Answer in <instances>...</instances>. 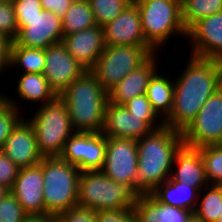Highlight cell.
<instances>
[{"label": "cell", "instance_id": "5b68a950", "mask_svg": "<svg viewBox=\"0 0 222 222\" xmlns=\"http://www.w3.org/2000/svg\"><path fill=\"white\" fill-rule=\"evenodd\" d=\"M33 109L28 110L32 115L25 113V118L34 129L40 154L44 158L59 157L65 142L75 133L66 102L57 95Z\"/></svg>", "mask_w": 222, "mask_h": 222}, {"label": "cell", "instance_id": "44dd1931", "mask_svg": "<svg viewBox=\"0 0 222 222\" xmlns=\"http://www.w3.org/2000/svg\"><path fill=\"white\" fill-rule=\"evenodd\" d=\"M162 53H154L143 65L130 72L114 86L108 93L109 102L123 105L134 97L146 94L151 77L161 67Z\"/></svg>", "mask_w": 222, "mask_h": 222}, {"label": "cell", "instance_id": "4fadbf2b", "mask_svg": "<svg viewBox=\"0 0 222 222\" xmlns=\"http://www.w3.org/2000/svg\"><path fill=\"white\" fill-rule=\"evenodd\" d=\"M16 20L18 35L14 41L20 46L46 49L62 42V18L52 11L43 10L33 19Z\"/></svg>", "mask_w": 222, "mask_h": 222}, {"label": "cell", "instance_id": "7402d4cb", "mask_svg": "<svg viewBox=\"0 0 222 222\" xmlns=\"http://www.w3.org/2000/svg\"><path fill=\"white\" fill-rule=\"evenodd\" d=\"M170 178L201 191L208 186L199 148L182 144L175 153Z\"/></svg>", "mask_w": 222, "mask_h": 222}, {"label": "cell", "instance_id": "8d00e7d4", "mask_svg": "<svg viewBox=\"0 0 222 222\" xmlns=\"http://www.w3.org/2000/svg\"><path fill=\"white\" fill-rule=\"evenodd\" d=\"M19 167L0 150V185L11 190L19 172Z\"/></svg>", "mask_w": 222, "mask_h": 222}, {"label": "cell", "instance_id": "1f68e13d", "mask_svg": "<svg viewBox=\"0 0 222 222\" xmlns=\"http://www.w3.org/2000/svg\"><path fill=\"white\" fill-rule=\"evenodd\" d=\"M25 117L14 105L5 101L0 106V149L6 138L12 133L17 124Z\"/></svg>", "mask_w": 222, "mask_h": 222}, {"label": "cell", "instance_id": "d4e9b609", "mask_svg": "<svg viewBox=\"0 0 222 222\" xmlns=\"http://www.w3.org/2000/svg\"><path fill=\"white\" fill-rule=\"evenodd\" d=\"M142 222H188L193 213L160 203L151 193L138 196Z\"/></svg>", "mask_w": 222, "mask_h": 222}, {"label": "cell", "instance_id": "5bb4252c", "mask_svg": "<svg viewBox=\"0 0 222 222\" xmlns=\"http://www.w3.org/2000/svg\"><path fill=\"white\" fill-rule=\"evenodd\" d=\"M186 40L187 55L222 62V11L195 22L187 30Z\"/></svg>", "mask_w": 222, "mask_h": 222}, {"label": "cell", "instance_id": "83f0119b", "mask_svg": "<svg viewBox=\"0 0 222 222\" xmlns=\"http://www.w3.org/2000/svg\"><path fill=\"white\" fill-rule=\"evenodd\" d=\"M97 25L88 0H74L66 14L62 17L64 35L79 32Z\"/></svg>", "mask_w": 222, "mask_h": 222}, {"label": "cell", "instance_id": "f35d334b", "mask_svg": "<svg viewBox=\"0 0 222 222\" xmlns=\"http://www.w3.org/2000/svg\"><path fill=\"white\" fill-rule=\"evenodd\" d=\"M126 109L137 116H159L153 109L147 95H139L123 104Z\"/></svg>", "mask_w": 222, "mask_h": 222}, {"label": "cell", "instance_id": "836d02e7", "mask_svg": "<svg viewBox=\"0 0 222 222\" xmlns=\"http://www.w3.org/2000/svg\"><path fill=\"white\" fill-rule=\"evenodd\" d=\"M26 215L27 213L11 192L0 202V222H22Z\"/></svg>", "mask_w": 222, "mask_h": 222}, {"label": "cell", "instance_id": "60d3db41", "mask_svg": "<svg viewBox=\"0 0 222 222\" xmlns=\"http://www.w3.org/2000/svg\"><path fill=\"white\" fill-rule=\"evenodd\" d=\"M43 10L52 11L62 18L74 0H40Z\"/></svg>", "mask_w": 222, "mask_h": 222}, {"label": "cell", "instance_id": "ffe728a7", "mask_svg": "<svg viewBox=\"0 0 222 222\" xmlns=\"http://www.w3.org/2000/svg\"><path fill=\"white\" fill-rule=\"evenodd\" d=\"M19 76H15V75ZM15 79H17L14 92L15 93H5L6 101L14 105L20 112L25 114V109L28 104L32 103L35 105L33 107H39L53 100L57 95L50 88L47 79L44 77V74L39 73H13ZM17 77V78H16ZM17 93V95H16ZM10 94V95H9ZM13 94V95H11ZM16 95V96H15ZM14 96V97H13ZM17 98V99H16ZM20 101V102H19ZM23 101L25 103H23ZM22 102V103H21ZM38 106H37V105ZM22 107V108H21ZM24 110V111H23Z\"/></svg>", "mask_w": 222, "mask_h": 222}, {"label": "cell", "instance_id": "7c38bea8", "mask_svg": "<svg viewBox=\"0 0 222 222\" xmlns=\"http://www.w3.org/2000/svg\"><path fill=\"white\" fill-rule=\"evenodd\" d=\"M106 155V136L95 132H75L64 144L59 158L80 171L101 170Z\"/></svg>", "mask_w": 222, "mask_h": 222}, {"label": "cell", "instance_id": "6da1fadb", "mask_svg": "<svg viewBox=\"0 0 222 222\" xmlns=\"http://www.w3.org/2000/svg\"><path fill=\"white\" fill-rule=\"evenodd\" d=\"M182 72L174 75V99L165 126L183 132L209 97L222 87V62L188 56ZM177 76V77H176Z\"/></svg>", "mask_w": 222, "mask_h": 222}, {"label": "cell", "instance_id": "7dc6e473", "mask_svg": "<svg viewBox=\"0 0 222 222\" xmlns=\"http://www.w3.org/2000/svg\"><path fill=\"white\" fill-rule=\"evenodd\" d=\"M216 222H222V214L220 217H218L217 221Z\"/></svg>", "mask_w": 222, "mask_h": 222}, {"label": "cell", "instance_id": "b9f144b4", "mask_svg": "<svg viewBox=\"0 0 222 222\" xmlns=\"http://www.w3.org/2000/svg\"><path fill=\"white\" fill-rule=\"evenodd\" d=\"M57 217L52 214H27L22 222H53Z\"/></svg>", "mask_w": 222, "mask_h": 222}, {"label": "cell", "instance_id": "ee69618b", "mask_svg": "<svg viewBox=\"0 0 222 222\" xmlns=\"http://www.w3.org/2000/svg\"><path fill=\"white\" fill-rule=\"evenodd\" d=\"M6 101V94L5 92L1 91L0 88V106Z\"/></svg>", "mask_w": 222, "mask_h": 222}, {"label": "cell", "instance_id": "8fae6325", "mask_svg": "<svg viewBox=\"0 0 222 222\" xmlns=\"http://www.w3.org/2000/svg\"><path fill=\"white\" fill-rule=\"evenodd\" d=\"M137 162V140L106 137L105 162L101 171L116 183L128 185L135 193Z\"/></svg>", "mask_w": 222, "mask_h": 222}, {"label": "cell", "instance_id": "52a82bcc", "mask_svg": "<svg viewBox=\"0 0 222 222\" xmlns=\"http://www.w3.org/2000/svg\"><path fill=\"white\" fill-rule=\"evenodd\" d=\"M75 165L59 157L43 158L45 213L56 217L78 203L79 176Z\"/></svg>", "mask_w": 222, "mask_h": 222}, {"label": "cell", "instance_id": "277c9868", "mask_svg": "<svg viewBox=\"0 0 222 222\" xmlns=\"http://www.w3.org/2000/svg\"><path fill=\"white\" fill-rule=\"evenodd\" d=\"M140 12L141 28L145 40L157 51L170 47L171 38L187 39L182 21L180 0H133ZM175 36V37H174ZM180 36V37H179ZM166 45H168L166 47ZM165 47V48H164Z\"/></svg>", "mask_w": 222, "mask_h": 222}, {"label": "cell", "instance_id": "d590c367", "mask_svg": "<svg viewBox=\"0 0 222 222\" xmlns=\"http://www.w3.org/2000/svg\"><path fill=\"white\" fill-rule=\"evenodd\" d=\"M57 219L60 222H97L96 211L79 205L61 212Z\"/></svg>", "mask_w": 222, "mask_h": 222}, {"label": "cell", "instance_id": "9c48e42d", "mask_svg": "<svg viewBox=\"0 0 222 222\" xmlns=\"http://www.w3.org/2000/svg\"><path fill=\"white\" fill-rule=\"evenodd\" d=\"M183 143L201 148L222 144V87L213 93L182 132Z\"/></svg>", "mask_w": 222, "mask_h": 222}, {"label": "cell", "instance_id": "603a6c76", "mask_svg": "<svg viewBox=\"0 0 222 222\" xmlns=\"http://www.w3.org/2000/svg\"><path fill=\"white\" fill-rule=\"evenodd\" d=\"M160 67L151 77L146 95L156 113L165 120L171 113L174 99V74L171 67ZM164 71H162L163 69ZM166 71V72H165ZM167 72H169L167 74Z\"/></svg>", "mask_w": 222, "mask_h": 222}, {"label": "cell", "instance_id": "d6a6232c", "mask_svg": "<svg viewBox=\"0 0 222 222\" xmlns=\"http://www.w3.org/2000/svg\"><path fill=\"white\" fill-rule=\"evenodd\" d=\"M97 222H142L139 208L100 210L96 212Z\"/></svg>", "mask_w": 222, "mask_h": 222}, {"label": "cell", "instance_id": "8992f818", "mask_svg": "<svg viewBox=\"0 0 222 222\" xmlns=\"http://www.w3.org/2000/svg\"><path fill=\"white\" fill-rule=\"evenodd\" d=\"M77 205L100 210L138 207V195L128 186L118 184L101 170L81 171Z\"/></svg>", "mask_w": 222, "mask_h": 222}, {"label": "cell", "instance_id": "f1b7e54d", "mask_svg": "<svg viewBox=\"0 0 222 222\" xmlns=\"http://www.w3.org/2000/svg\"><path fill=\"white\" fill-rule=\"evenodd\" d=\"M182 21L188 30L198 20L222 11V0H182Z\"/></svg>", "mask_w": 222, "mask_h": 222}, {"label": "cell", "instance_id": "f546056e", "mask_svg": "<svg viewBox=\"0 0 222 222\" xmlns=\"http://www.w3.org/2000/svg\"><path fill=\"white\" fill-rule=\"evenodd\" d=\"M209 184L222 185V144L199 148Z\"/></svg>", "mask_w": 222, "mask_h": 222}, {"label": "cell", "instance_id": "cb8c5ba5", "mask_svg": "<svg viewBox=\"0 0 222 222\" xmlns=\"http://www.w3.org/2000/svg\"><path fill=\"white\" fill-rule=\"evenodd\" d=\"M199 192L195 187L176 182L169 178L160 184L151 194L162 204L186 209L194 213Z\"/></svg>", "mask_w": 222, "mask_h": 222}, {"label": "cell", "instance_id": "9a60e30c", "mask_svg": "<svg viewBox=\"0 0 222 222\" xmlns=\"http://www.w3.org/2000/svg\"><path fill=\"white\" fill-rule=\"evenodd\" d=\"M86 70L72 57L62 42L45 49L44 77L56 95H60Z\"/></svg>", "mask_w": 222, "mask_h": 222}, {"label": "cell", "instance_id": "4dcf8cb0", "mask_svg": "<svg viewBox=\"0 0 222 222\" xmlns=\"http://www.w3.org/2000/svg\"><path fill=\"white\" fill-rule=\"evenodd\" d=\"M97 25L113 21L133 0H88Z\"/></svg>", "mask_w": 222, "mask_h": 222}, {"label": "cell", "instance_id": "ac0fdd59", "mask_svg": "<svg viewBox=\"0 0 222 222\" xmlns=\"http://www.w3.org/2000/svg\"><path fill=\"white\" fill-rule=\"evenodd\" d=\"M0 150L20 169L38 165L44 158L39 152L34 129L25 117L6 138Z\"/></svg>", "mask_w": 222, "mask_h": 222}, {"label": "cell", "instance_id": "7bdbcfd3", "mask_svg": "<svg viewBox=\"0 0 222 222\" xmlns=\"http://www.w3.org/2000/svg\"><path fill=\"white\" fill-rule=\"evenodd\" d=\"M10 192L9 189H7L4 186L0 185V202L5 198V196Z\"/></svg>", "mask_w": 222, "mask_h": 222}, {"label": "cell", "instance_id": "ab89813d", "mask_svg": "<svg viewBox=\"0 0 222 222\" xmlns=\"http://www.w3.org/2000/svg\"><path fill=\"white\" fill-rule=\"evenodd\" d=\"M11 45L12 40L0 33V78L10 72Z\"/></svg>", "mask_w": 222, "mask_h": 222}, {"label": "cell", "instance_id": "4316f807", "mask_svg": "<svg viewBox=\"0 0 222 222\" xmlns=\"http://www.w3.org/2000/svg\"><path fill=\"white\" fill-rule=\"evenodd\" d=\"M222 214V185L204 187L199 192L193 217L200 222H216Z\"/></svg>", "mask_w": 222, "mask_h": 222}, {"label": "cell", "instance_id": "7a4b0ae2", "mask_svg": "<svg viewBox=\"0 0 222 222\" xmlns=\"http://www.w3.org/2000/svg\"><path fill=\"white\" fill-rule=\"evenodd\" d=\"M183 144L182 133L163 126L137 140L136 194L152 193L171 176L175 153Z\"/></svg>", "mask_w": 222, "mask_h": 222}, {"label": "cell", "instance_id": "3957f363", "mask_svg": "<svg viewBox=\"0 0 222 222\" xmlns=\"http://www.w3.org/2000/svg\"><path fill=\"white\" fill-rule=\"evenodd\" d=\"M59 96L67 104L75 132H102L109 98L91 71H85Z\"/></svg>", "mask_w": 222, "mask_h": 222}, {"label": "cell", "instance_id": "e0dca14e", "mask_svg": "<svg viewBox=\"0 0 222 222\" xmlns=\"http://www.w3.org/2000/svg\"><path fill=\"white\" fill-rule=\"evenodd\" d=\"M43 159L40 164L19 169L10 192L27 214H45Z\"/></svg>", "mask_w": 222, "mask_h": 222}, {"label": "cell", "instance_id": "30bf717a", "mask_svg": "<svg viewBox=\"0 0 222 222\" xmlns=\"http://www.w3.org/2000/svg\"><path fill=\"white\" fill-rule=\"evenodd\" d=\"M165 126L160 116H137L124 105L108 102L102 134L109 138L138 140Z\"/></svg>", "mask_w": 222, "mask_h": 222}, {"label": "cell", "instance_id": "2e32d148", "mask_svg": "<svg viewBox=\"0 0 222 222\" xmlns=\"http://www.w3.org/2000/svg\"><path fill=\"white\" fill-rule=\"evenodd\" d=\"M105 46H142L153 48L146 40L141 28V17L133 1L113 21L103 26Z\"/></svg>", "mask_w": 222, "mask_h": 222}, {"label": "cell", "instance_id": "e575fe53", "mask_svg": "<svg viewBox=\"0 0 222 222\" xmlns=\"http://www.w3.org/2000/svg\"><path fill=\"white\" fill-rule=\"evenodd\" d=\"M0 33L12 41L18 35V25L12 3L0 2Z\"/></svg>", "mask_w": 222, "mask_h": 222}, {"label": "cell", "instance_id": "74e56055", "mask_svg": "<svg viewBox=\"0 0 222 222\" xmlns=\"http://www.w3.org/2000/svg\"><path fill=\"white\" fill-rule=\"evenodd\" d=\"M16 19H33L43 11L40 0H14Z\"/></svg>", "mask_w": 222, "mask_h": 222}, {"label": "cell", "instance_id": "bcb514c9", "mask_svg": "<svg viewBox=\"0 0 222 222\" xmlns=\"http://www.w3.org/2000/svg\"><path fill=\"white\" fill-rule=\"evenodd\" d=\"M188 222H200V221H198L194 217H192Z\"/></svg>", "mask_w": 222, "mask_h": 222}, {"label": "cell", "instance_id": "ba28073f", "mask_svg": "<svg viewBox=\"0 0 222 222\" xmlns=\"http://www.w3.org/2000/svg\"><path fill=\"white\" fill-rule=\"evenodd\" d=\"M157 51L142 46H105L91 72L102 88L110 90Z\"/></svg>", "mask_w": 222, "mask_h": 222}, {"label": "cell", "instance_id": "484cf974", "mask_svg": "<svg viewBox=\"0 0 222 222\" xmlns=\"http://www.w3.org/2000/svg\"><path fill=\"white\" fill-rule=\"evenodd\" d=\"M45 49L29 48L18 45L12 41L10 72L16 70L18 73H44ZM14 68V69H13ZM18 68V70H17ZM12 69V70H11Z\"/></svg>", "mask_w": 222, "mask_h": 222}, {"label": "cell", "instance_id": "c3c4849f", "mask_svg": "<svg viewBox=\"0 0 222 222\" xmlns=\"http://www.w3.org/2000/svg\"><path fill=\"white\" fill-rule=\"evenodd\" d=\"M53 222H60L57 218Z\"/></svg>", "mask_w": 222, "mask_h": 222}, {"label": "cell", "instance_id": "d6986e66", "mask_svg": "<svg viewBox=\"0 0 222 222\" xmlns=\"http://www.w3.org/2000/svg\"><path fill=\"white\" fill-rule=\"evenodd\" d=\"M62 43L86 71H91L105 48L103 26L63 35Z\"/></svg>", "mask_w": 222, "mask_h": 222}, {"label": "cell", "instance_id": "f6af8a7d", "mask_svg": "<svg viewBox=\"0 0 222 222\" xmlns=\"http://www.w3.org/2000/svg\"><path fill=\"white\" fill-rule=\"evenodd\" d=\"M14 0H0V2H3V3H12Z\"/></svg>", "mask_w": 222, "mask_h": 222}]
</instances>
